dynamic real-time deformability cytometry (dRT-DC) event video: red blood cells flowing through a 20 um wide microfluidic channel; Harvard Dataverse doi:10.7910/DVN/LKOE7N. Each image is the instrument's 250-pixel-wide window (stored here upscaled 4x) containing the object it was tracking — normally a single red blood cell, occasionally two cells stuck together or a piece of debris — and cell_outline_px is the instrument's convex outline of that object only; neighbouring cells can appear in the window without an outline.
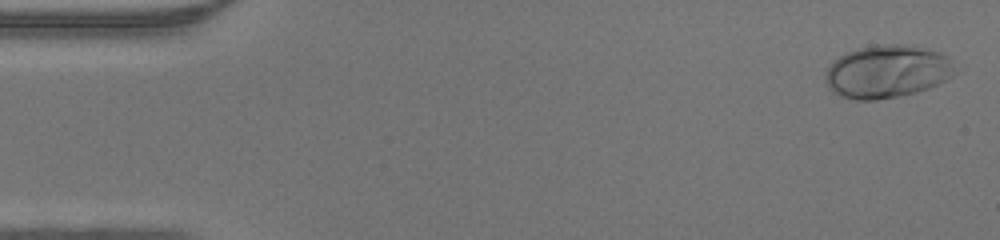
{"species": "human", "species_latin": "Homo sapiens", "temperature_condition": "warm", "stored_images_in_passage": 47, "camera_frame_rate_fps": 3000, "um_per_image_px": 0.085, "donor": {"sex": "male"}, "frame": {"image": 1, "passage_image": 2, "time_ms": 0.333, "image_size_px": [1000, 240], "cell_outline_px": [[952, 76], [928, 88], [916, 92], [876, 100], [852, 100], [840, 96], [832, 92], [828, 88], [824, 80], [824, 76], [832, 60], [856, 48], [876, 44], [912, 44], [928, 48], [940, 52], [948, 56], [952, 68]], "centroid_in_image_um": [75.34, 6.06], "position_along_channel_um": 9.7, "area_um2": 40.11}}
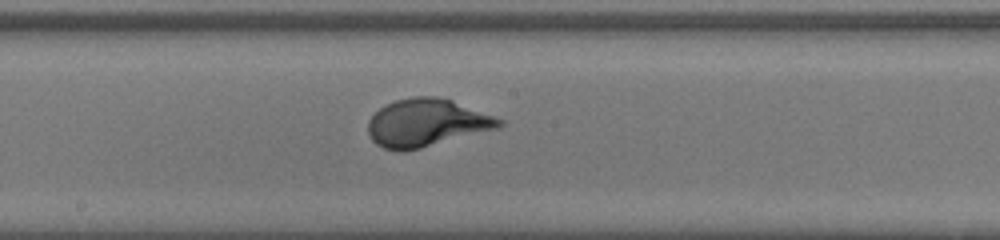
{"frame": {"image": 2, "passage_image": 25, "time_ms": 8.0, "image_size_px": [1000, 240], "cell_outline_px": [[504, 124], [500, 128], [404, 152], [400, 152], [384, 148], [376, 144], [372, 140], [368, 132], [368, 120], [384, 104], [396, 100], [412, 96], [436, 96], [452, 100], [504, 120]], "centroid_in_image_um": [36.25, 10.44], "position_along_channel_um": 211.9, "area_um2": 36.53}}
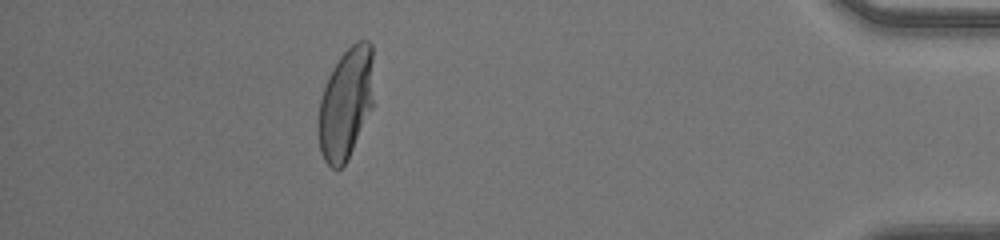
{"frame": {"image": 3, "passage_image": 42, "time_ms": 13.667, "image_size_px": [1000, 240], "cell_outline_px": [[372, 108], [344, 164], [340, 168], [332, 168], [324, 160], [320, 152], [316, 124], [316, 120], [320, 100], [328, 76], [332, 68], [340, 56], [356, 40], [368, 40], [372, 44]], "centroid_in_image_um": [29.35, 8.78], "position_along_channel_um": 405.8, "area_um2": 35.84}}